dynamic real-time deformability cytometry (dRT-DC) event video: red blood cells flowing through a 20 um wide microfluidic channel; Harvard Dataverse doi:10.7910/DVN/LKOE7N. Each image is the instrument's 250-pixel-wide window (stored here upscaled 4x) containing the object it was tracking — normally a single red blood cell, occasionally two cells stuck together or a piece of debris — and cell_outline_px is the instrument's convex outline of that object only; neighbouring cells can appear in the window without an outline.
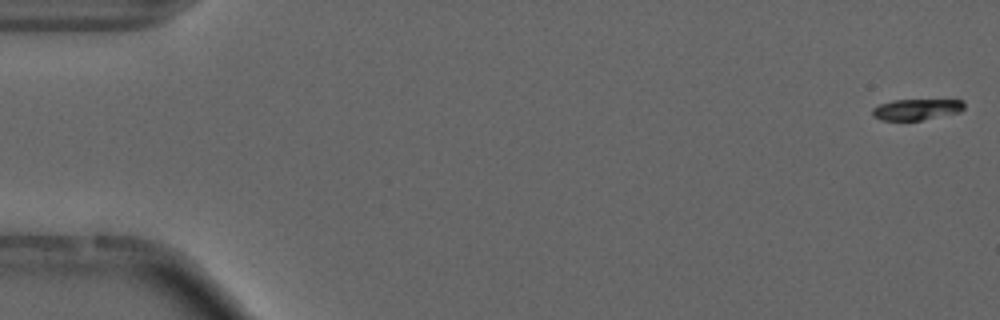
{"species": "common noctule bat (a hibernating species)", "species_latin": "Nyctalus noctula", "temperature_condition": "cold", "stored_images_in_passage": 55, "camera_frame_rate_fps": 3000, "um_per_image_px": 0.085, "animal": {"sex": "male", "forearm_length_mm": 52.5}, "frame": {"image": 1, "passage_image": 1, "time_ms": 0.0, "image_size_px": [1000, 320], "cell_outline_px": [[964, 108], [960, 112], [920, 120], [880, 120], [872, 116], [872, 108], [880, 104], [896, 100], [964, 100]], "centroid_in_image_um": [77.89, 9.3], "position_along_channel_um": 7.1, "area_um2": 11.16}}
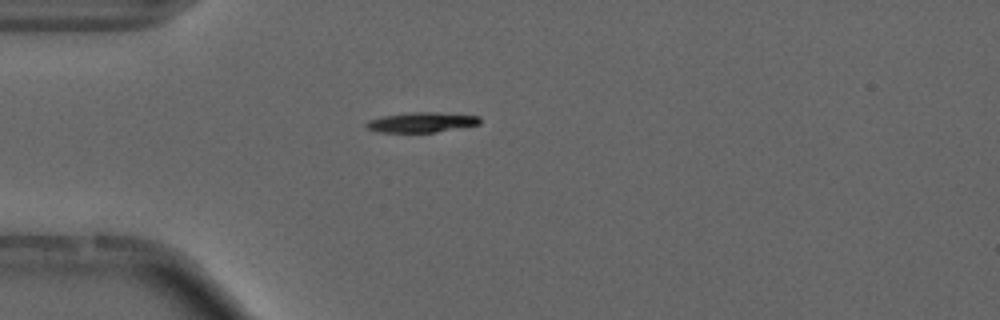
{"frame": {"image": 2, "passage_image": 15, "time_ms": 4.667, "image_size_px": [1000, 320], "cell_outline_px": [[480, 124], [436, 132], [376, 132], [368, 128], [364, 124], [368, 120], [380, 116], [416, 112], [436, 112], [480, 116]], "centroid_in_image_um": [35.81, 10.39], "position_along_channel_um": 49.2, "area_um2": 13.24}, "authors_computed_cell_mechanics": {"area_um2": 12.8894, "velocity_mm_per_s": 3.7165, "shape_relaxation_time_tau1_ms": 1.7553, "shape_relaxation_time_tau2_ms": null, "deformation_change_tau1": 0.1367, "deformation_change_tau2": null}}